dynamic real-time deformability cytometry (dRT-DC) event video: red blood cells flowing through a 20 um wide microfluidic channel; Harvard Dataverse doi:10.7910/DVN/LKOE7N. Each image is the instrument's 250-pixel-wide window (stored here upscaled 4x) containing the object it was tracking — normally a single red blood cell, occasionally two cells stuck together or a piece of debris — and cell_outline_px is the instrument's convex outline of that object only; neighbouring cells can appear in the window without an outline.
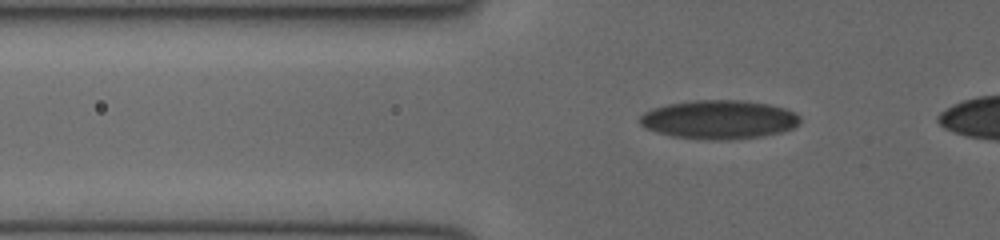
{"species": "human", "species_latin": "Homo sapiens", "temperature_condition": "cold", "stored_images_in_passage": 39, "camera_frame_rate_fps": 3000, "um_per_image_px": 0.085, "donor": {"sex": "female"}, "frame": {"image": 1, "passage_image": 11, "time_ms": 3.333, "image_size_px": [1000, 240], "cell_outline_px": [[800, 124], [784, 132], [764, 136], [728, 140], [704, 140], [668, 136], [644, 128], [636, 120], [644, 112], [652, 108], [668, 104], [696, 100], [740, 100], [768, 104], [784, 108], [796, 112], [800, 116]], "centroid_in_image_um": [61.09, 10.18], "position_along_channel_um": 64.7, "area_um2": 36.82}}
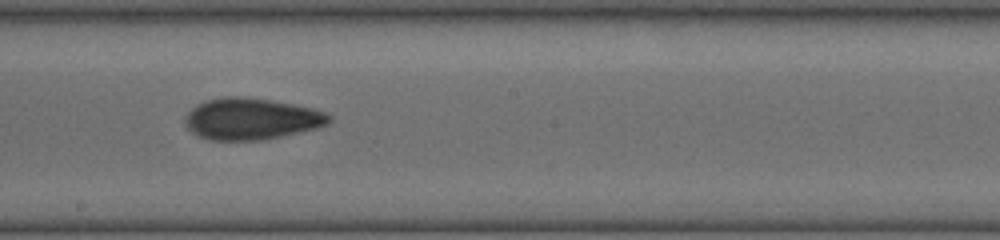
{"frame": {"image": 2, "passage_image": 23, "time_ms": 7.333, "image_size_px": [1000, 240], "cell_outline_px": [[332, 120], [328, 124], [320, 128], [264, 140], [208, 140], [192, 132], [184, 124], [184, 120], [188, 112], [196, 104], [208, 100], [224, 96], [244, 96], [272, 100], [296, 104], [316, 108], [328, 112], [332, 116]], "centroid_in_image_um": [21.43, 10.1], "position_along_channel_um": 226.8, "area_um2": 35.49}}
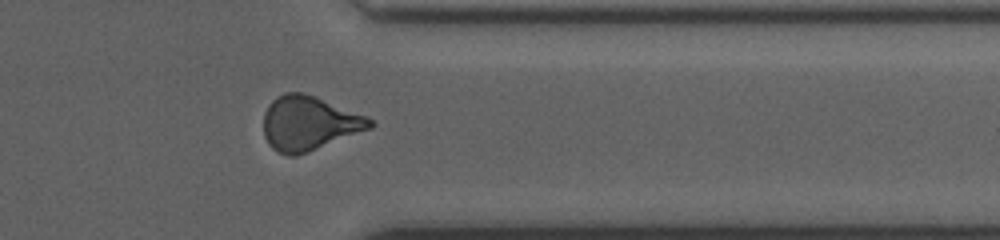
{"frame": {"image": 3, "passage_image": 34, "time_ms": 11.0, "image_size_px": [1000, 240], "cell_outline_px": [[376, 124], [372, 128], [308, 152], [296, 156], [288, 156], [276, 152], [268, 144], [264, 136], [264, 112], [268, 104], [276, 96], [284, 92], [304, 92], [316, 96], [368, 116]], "centroid_in_image_um": [26.26, 10.47], "position_along_channel_um": 385.1, "area_um2": 34.16}}